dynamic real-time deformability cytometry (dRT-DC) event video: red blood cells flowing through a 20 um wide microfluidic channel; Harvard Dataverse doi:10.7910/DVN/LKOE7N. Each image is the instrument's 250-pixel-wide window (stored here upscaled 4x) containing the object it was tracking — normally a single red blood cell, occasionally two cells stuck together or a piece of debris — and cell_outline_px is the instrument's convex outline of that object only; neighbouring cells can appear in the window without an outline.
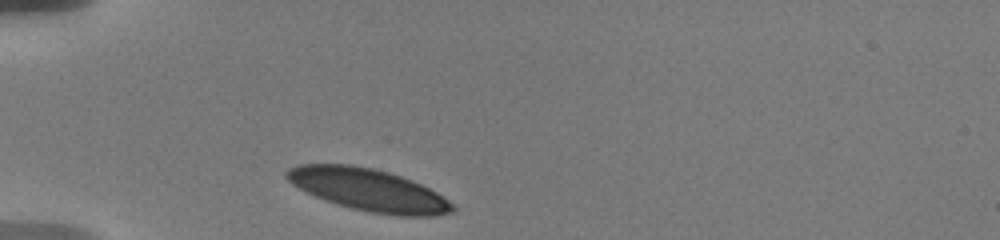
{"species": "human", "species_latin": "Homo sapiens", "temperature_condition": "warm", "stored_images_in_passage": 12, "camera_frame_rate_fps": 3000, "um_per_image_px": 0.085, "donor": {"sex": "male"}, "frame": {"image": 1, "passage_image": 1, "time_ms": 0.0, "image_size_px": [1000, 240], "cell_outline_px": [[456, 208], [452, 212], [436, 216], [396, 216], [368, 212], [336, 204], [324, 200], [292, 184], [284, 176], [284, 172], [288, 168], [296, 164], [352, 164], [372, 168], [388, 172], [412, 180], [436, 192], [456, 204]], "centroid_in_image_um": [31.33, 16.14], "position_along_channel_um": 53.7, "area_um2": 41.04}}
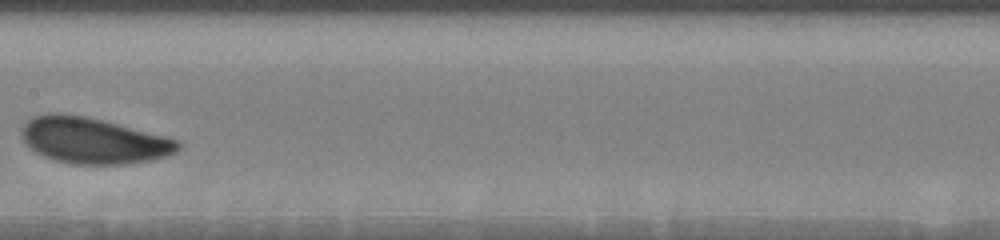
{"frame": {"image": 2, "passage_image": 7, "time_ms": 4.667, "image_size_px": [1000, 240], "cell_outline_px": [[180, 148], [176, 152], [168, 156], [152, 160], [128, 164], [72, 164], [52, 160], [36, 152], [24, 144], [20, 136], [20, 128], [32, 116], [48, 112], [64, 112], [88, 116], [168, 136], [180, 140]], "centroid_in_image_um": [7.91, 11.93], "position_along_channel_um": 199.5, "area_um2": 43.0}}
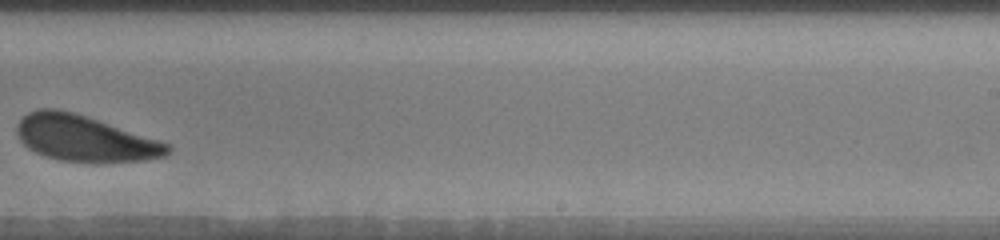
{"frame": {"image": 3, "passage_image": 10, "time_ms": 7.0, "image_size_px": [1000, 240], "cell_outline_px": [[172, 152], [164, 156], [144, 160], [60, 160], [44, 156], [28, 148], [20, 140], [16, 132], [16, 124], [28, 112], [40, 108], [56, 108], [72, 112], [168, 144], [172, 148]], "centroid_in_image_um": [7.11, 11.74], "position_along_channel_um": 281.9, "area_um2": 38.96}}